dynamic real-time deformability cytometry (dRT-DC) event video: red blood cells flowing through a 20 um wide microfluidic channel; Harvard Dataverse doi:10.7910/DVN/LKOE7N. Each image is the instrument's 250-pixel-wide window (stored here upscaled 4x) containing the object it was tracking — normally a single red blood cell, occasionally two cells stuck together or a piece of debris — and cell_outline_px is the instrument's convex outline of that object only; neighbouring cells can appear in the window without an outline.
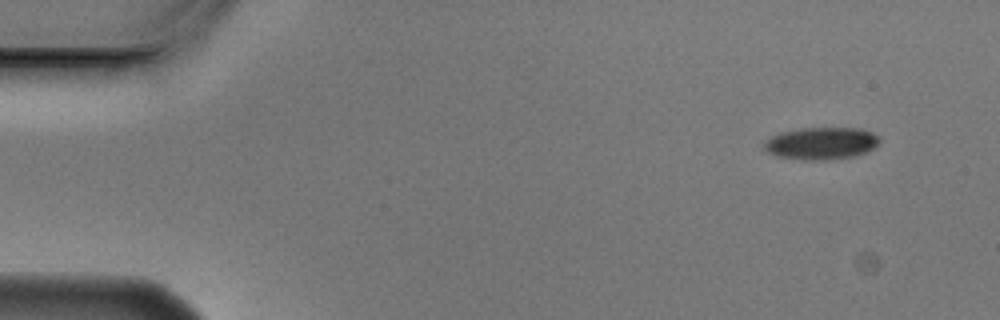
{"species": "Egyptian fruit bat (a non-hibernating species)", "species_latin": "Rousettus aegyptiacus", "temperature_condition": "cold", "stored_images_in_passage": 5, "camera_frame_rate_fps": 3000, "um_per_image_px": 0.085, "animal": {"sex": "male"}, "frame": {"image": 1, "passage_image": 1, "time_ms": 0.0, "image_size_px": [1000, 320], "cell_outline_px": [[880, 140], [872, 148], [856, 156], [828, 160], [800, 160], [776, 156], [768, 152], [764, 148], [764, 144], [772, 136], [780, 132], [800, 128], [860, 128], [872, 132]], "centroid_in_image_um": [69.78, 12.19], "position_along_channel_um": 15.2, "area_um2": 21.62}}
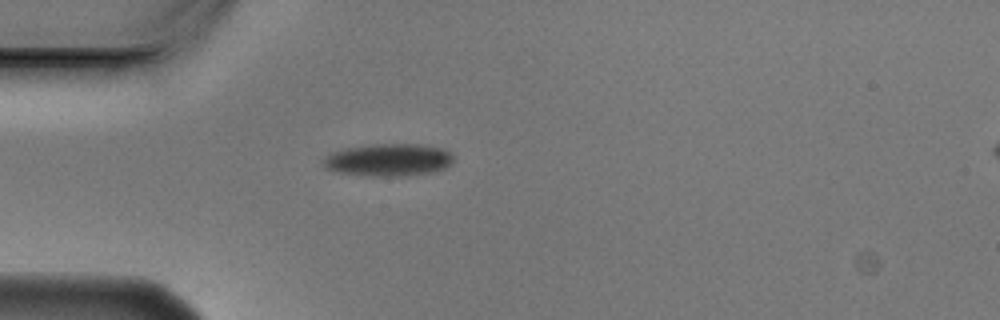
{"frame": {"image": 2, "passage_image": 4, "time_ms": 1.0, "image_size_px": [1000, 320], "cell_outline_px": [[452, 160], [444, 168], [432, 172], [408, 176], [372, 176], [340, 172], [324, 168], [324, 156], [332, 152], [348, 148], [376, 144], [416, 144], [440, 148], [452, 152]], "centroid_in_image_um": [33.02, 13.6], "position_along_channel_um": 52.0, "area_um2": 24.33}}